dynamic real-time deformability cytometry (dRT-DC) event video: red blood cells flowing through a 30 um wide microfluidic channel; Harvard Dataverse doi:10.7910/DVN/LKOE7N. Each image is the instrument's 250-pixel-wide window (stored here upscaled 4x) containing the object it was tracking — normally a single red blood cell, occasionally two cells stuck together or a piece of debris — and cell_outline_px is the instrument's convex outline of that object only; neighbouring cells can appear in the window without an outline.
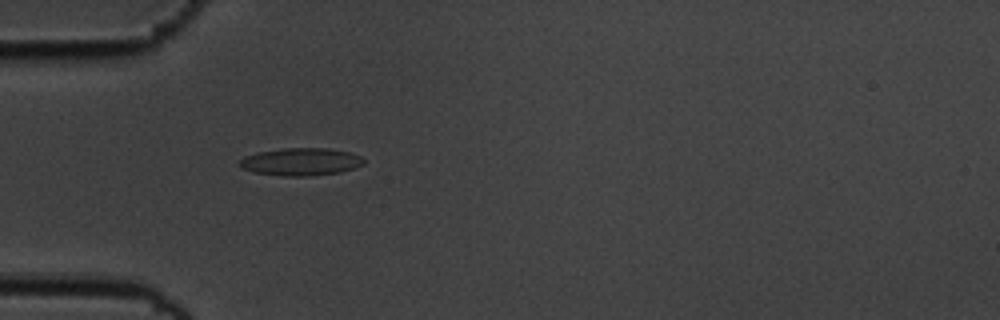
{"species": "common noctule bat (a hibernating species)", "species_latin": "Nyctalus noctula", "temperature_condition": "cold", "stored_images_in_passage": 40, "camera_frame_rate_fps": 3000, "um_per_image_px": 0.085, "animal": {"sex": "male", "body_mass_g": 19.5, "forearm_length_mm": 54.6}, "frame": {"image": 1, "passage_image": 2, "time_ms": 0.333, "image_size_px": [1000, 320], "cell_outline_px": [[364, 164], [356, 168], [340, 172], [312, 176], [280, 176], [256, 172], [244, 168], [236, 164], [244, 156], [256, 152], [284, 148], [328, 148], [348, 152], [360, 156], [364, 160]], "centroid_in_image_um": [25.57, 13.75], "position_along_channel_um": 59.4, "area_um2": 20.06}}
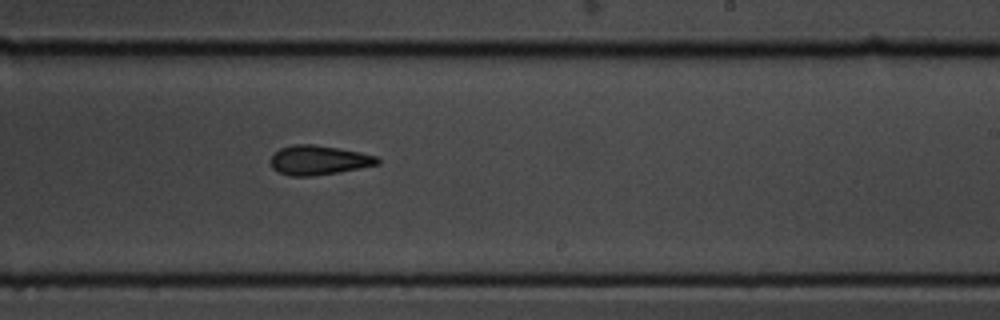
{"frame": {"image": 2, "passage_image": 19, "time_ms": 6.0, "image_size_px": [1000, 320], "cell_outline_px": [[380, 164], [336, 172], [312, 176], [288, 176], [272, 168], [272, 156], [280, 148], [296, 144], [312, 144], [340, 148], [360, 152], [376, 156], [380, 160]], "centroid_in_image_um": [27.1, 13.61], "position_along_channel_um": 261.9, "area_um2": 18.09}}
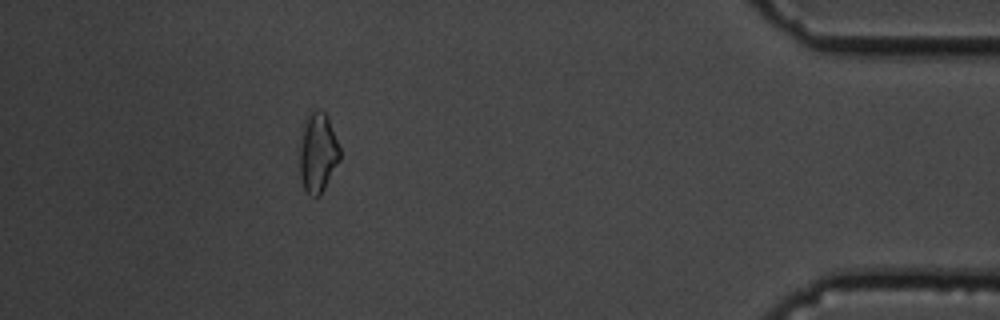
{"frame": {"image": 3, "passage_image": 35, "time_ms": 11.333, "image_size_px": [1000, 320], "cell_outline_px": [[340, 160], [320, 196], [316, 196], [308, 192], [304, 188], [300, 176], [296, 144], [308, 116], [316, 108], [324, 112], [328, 116], [340, 148]], "centroid_in_image_um": [26.97, 12.96], "position_along_channel_um": 408.2, "area_um2": 19.13}, "authors_computed_cell_mechanics": {"area_um2": 18.496, "velocity_mm_per_s": 3.6449, "shape_relaxation_time_tau1_ms": 5.0889, "shape_relaxation_time_tau2_ms": 3.6578, "deformation_change_tau1": 0.1316, "deformation_change_tau2": 0.1301}}